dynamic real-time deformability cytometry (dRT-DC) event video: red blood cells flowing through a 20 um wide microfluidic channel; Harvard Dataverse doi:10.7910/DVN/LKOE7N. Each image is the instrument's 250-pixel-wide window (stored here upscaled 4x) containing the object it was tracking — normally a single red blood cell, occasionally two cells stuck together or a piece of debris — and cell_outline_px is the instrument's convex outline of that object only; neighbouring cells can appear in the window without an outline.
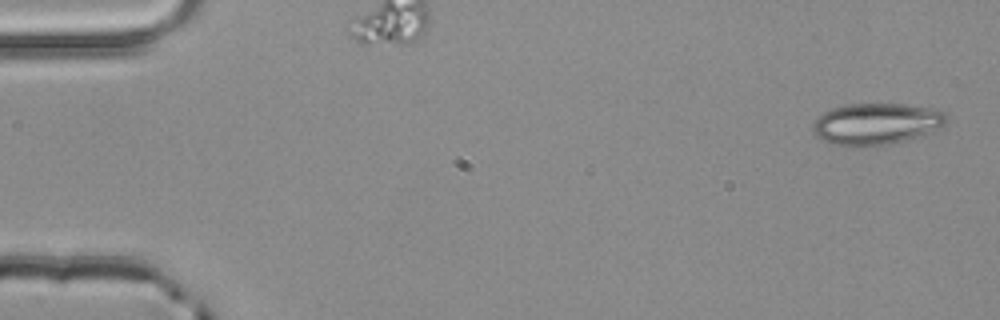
{"species": "common noctule bat (a hibernating species)", "species_latin": "Nyctalus noctula", "temperature_condition": "room temperature", "stored_images_in_passage": 4, "camera_frame_rate_fps": 3000, "um_per_image_px": 0.085, "animal": {"sex": "male", "body_mass_g": 20.4}, "frame": {"image": 1, "passage_image": 1, "time_ms": 0.0, "image_size_px": [1000, 320], "cell_outline_px": [[948, 120], [944, 124], [924, 136], [884, 144], [832, 144], [816, 136], [812, 132], [812, 124], [824, 112], [832, 108], [848, 104], [908, 104], [932, 108], [948, 112]], "centroid_in_image_um": [74.54, 10.49], "position_along_channel_um": 10.5, "area_um2": 31.91}}